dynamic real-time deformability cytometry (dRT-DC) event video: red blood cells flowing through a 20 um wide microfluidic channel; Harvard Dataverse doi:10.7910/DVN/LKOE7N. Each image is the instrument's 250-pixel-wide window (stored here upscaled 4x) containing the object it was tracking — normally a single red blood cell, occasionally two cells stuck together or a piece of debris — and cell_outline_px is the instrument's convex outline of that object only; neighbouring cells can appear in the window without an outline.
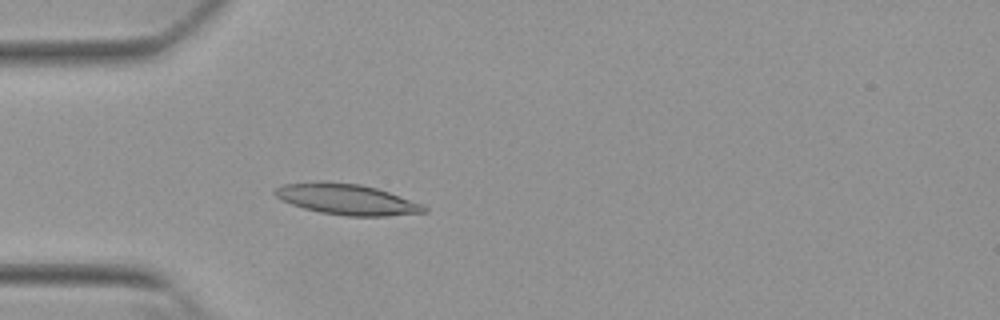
{"species": "Egyptian fruit bat (a non-hibernating species)", "species_latin": "Rousettus aegyptiacus", "temperature_condition": "warm", "stored_images_in_passage": 54, "camera_frame_rate_fps": 3000, "um_per_image_px": 0.085, "animal": {"sex": "female"}, "frame": {"image": 1, "passage_image": 16, "time_ms": 5.0, "image_size_px": [1000, 320], "cell_outline_px": [[428, 212], [388, 216], [344, 216], [320, 212], [304, 208], [280, 200], [272, 192], [276, 188], [284, 184], [320, 180], [324, 180], [360, 184], [376, 188], [424, 204], [428, 208]], "centroid_in_image_um": [29.47, 16.93], "position_along_channel_um": 55.5, "area_um2": 27.05}}
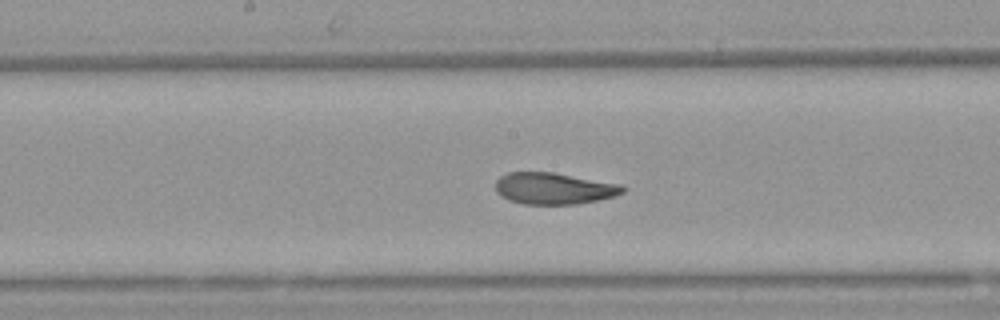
{"frame": {"image": 2, "passage_image": 28, "time_ms": 9.0, "image_size_px": [1000, 320], "cell_outline_px": [[628, 188], [624, 192], [616, 196], [576, 204], [520, 204], [508, 200], [500, 196], [496, 192], [496, 180], [500, 176], [508, 172], [552, 172], [620, 184]], "centroid_in_image_um": [47.06, 16.02], "position_along_channel_um": 201.1, "area_um2": 23.52}}
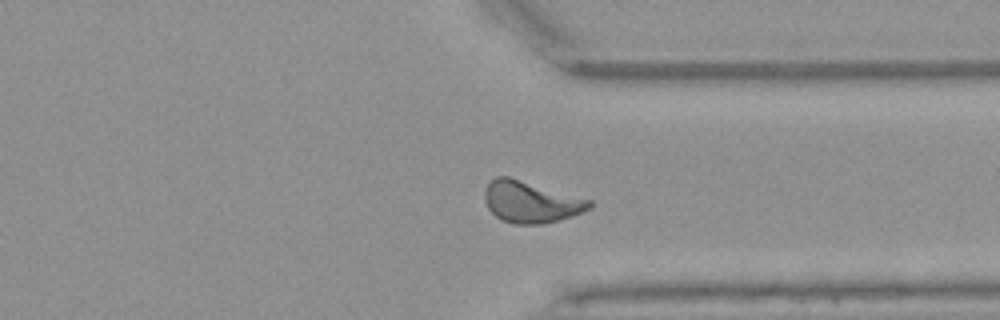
{"frame": {"image": 3, "passage_image": 41, "time_ms": 13.333, "image_size_px": [1000, 320], "cell_outline_px": [[592, 208], [572, 216], [540, 224], [512, 224], [500, 220], [488, 208], [484, 200], [484, 188], [496, 176], [508, 176], [592, 200]], "centroid_in_image_um": [45.1, 17.16], "position_along_channel_um": 366.3, "area_um2": 25.37}, "authors_computed_cell_mechanics": {"area_um2": 24.2182, "velocity_mm_per_s": 3.8192, "shape_relaxation_time_tau1_ms": 4.7132, "shape_relaxation_time_tau2_ms": 1.6494, "deformation_change_tau1": 0.1726, "deformation_change_tau2": 0.0831}}